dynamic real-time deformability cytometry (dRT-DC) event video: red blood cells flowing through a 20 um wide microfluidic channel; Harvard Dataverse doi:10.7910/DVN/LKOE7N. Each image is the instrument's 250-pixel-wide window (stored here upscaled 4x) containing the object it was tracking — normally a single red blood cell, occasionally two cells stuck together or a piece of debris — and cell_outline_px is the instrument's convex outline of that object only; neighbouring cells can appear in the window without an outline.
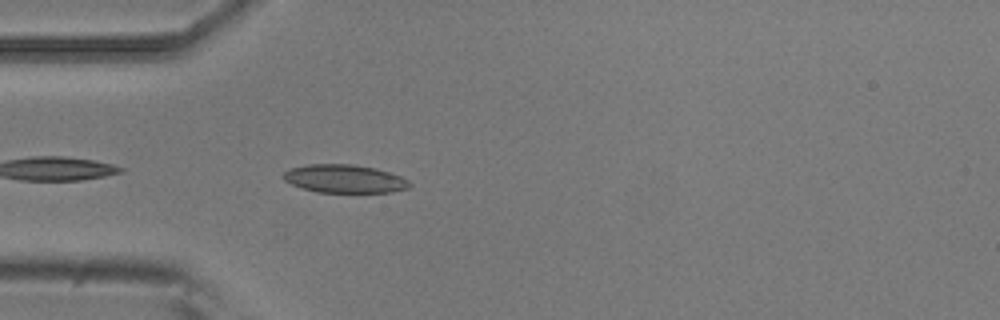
{"species": "common noctule bat (a hibernating species)", "species_latin": "Nyctalus noctula", "temperature_condition": "room temperature", "stored_images_in_passage": 5, "camera_frame_rate_fps": 3000, "um_per_image_px": 0.085, "animal": {"sex": "male", "body_mass_g": 20.5, "forearm_length_mm": 52.5}, "frame": {"image": 1, "passage_image": 5, "time_ms": 1.333, "image_size_px": [1000, 320], "cell_outline_px": [[412, 184], [408, 188], [392, 192], [316, 192], [300, 188], [284, 180], [280, 176], [284, 172], [292, 168], [308, 164], [352, 164], [376, 168], [400, 176], [408, 180]], "centroid_in_image_um": [29.26, 15.19], "position_along_channel_um": 55.7, "area_um2": 20.81}}